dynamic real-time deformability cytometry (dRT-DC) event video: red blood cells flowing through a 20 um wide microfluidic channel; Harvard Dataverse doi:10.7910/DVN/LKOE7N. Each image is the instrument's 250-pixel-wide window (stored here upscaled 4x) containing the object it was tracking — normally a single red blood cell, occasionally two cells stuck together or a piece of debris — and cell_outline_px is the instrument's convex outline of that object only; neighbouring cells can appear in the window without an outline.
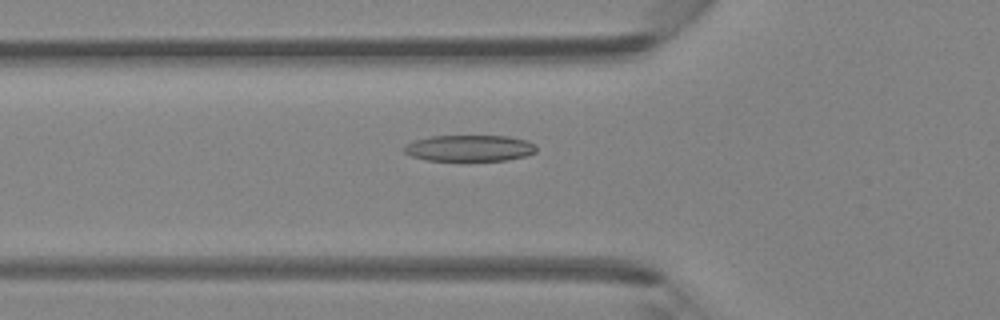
{"species": "Egyptian fruit bat (a non-hibernating species)", "species_latin": "Rousettus aegyptiacus", "temperature_condition": "room temperature", "stored_images_in_passage": 47, "camera_frame_rate_fps": 3000, "um_per_image_px": 0.085, "animal": {"sex": "female"}, "frame": {"image": 1, "passage_image": 17, "time_ms": 5.333, "image_size_px": [1000, 320], "cell_outline_px": [[536, 152], [524, 156], [508, 160], [428, 160], [412, 156], [404, 152], [404, 148], [408, 144], [416, 140], [432, 136], [508, 136], [524, 140], [536, 144]], "centroid_in_image_um": [39.94, 12.59], "position_along_channel_um": 85.9, "area_um2": 19.94}}
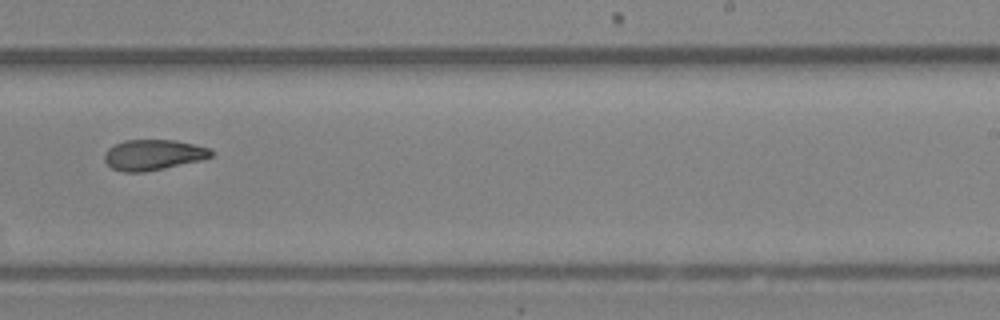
{"frame": {"image": 2, "passage_image": 30, "time_ms": 9.667, "image_size_px": [1000, 320], "cell_outline_px": [[212, 156], [200, 160], [164, 168], [144, 172], [120, 172], [112, 168], [104, 160], [104, 152], [108, 148], [124, 140], [176, 140], [212, 148]], "centroid_in_image_um": [13.01, 13.16], "position_along_channel_um": 276.0, "area_um2": 19.02}}
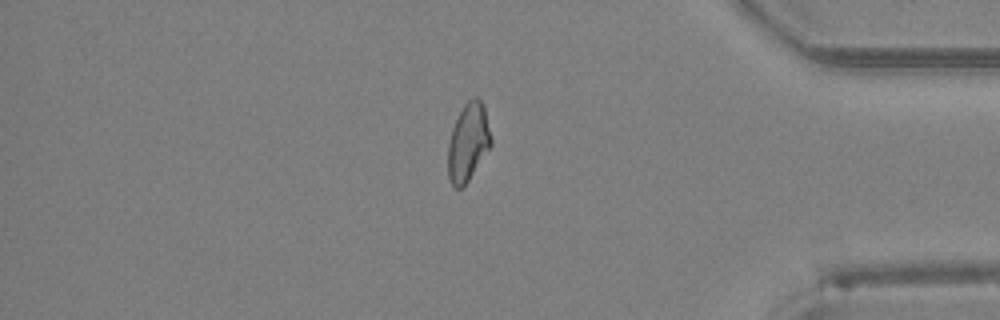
{"frame": {"image": 3, "passage_image": 40, "time_ms": 13.0, "image_size_px": [1000, 320], "cell_outline_px": [[492, 144], [468, 180], [460, 188], [456, 188], [452, 184], [448, 176], [448, 144], [452, 128], [464, 104], [468, 100], [476, 96], [480, 100], [484, 108], [492, 140]], "centroid_in_image_um": [39.78, 12.08], "position_along_channel_um": 395.4, "area_um2": 19.13}}